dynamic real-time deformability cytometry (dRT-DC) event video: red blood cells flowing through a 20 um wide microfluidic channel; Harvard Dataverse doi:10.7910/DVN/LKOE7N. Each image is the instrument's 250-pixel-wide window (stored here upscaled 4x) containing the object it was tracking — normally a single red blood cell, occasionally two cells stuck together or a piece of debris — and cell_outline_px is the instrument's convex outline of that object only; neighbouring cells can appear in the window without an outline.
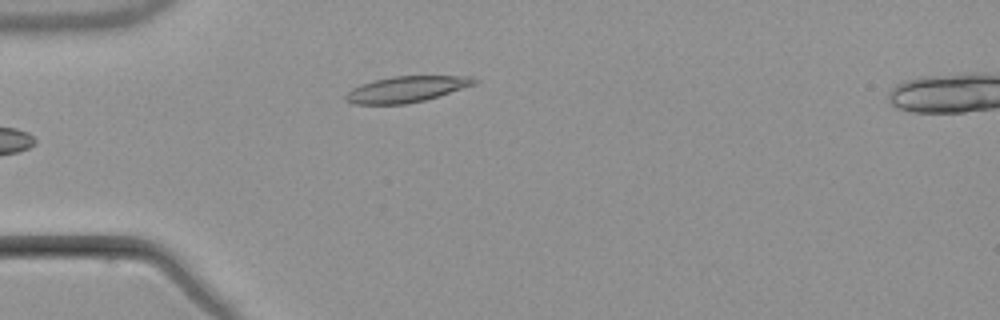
{"species": "common noctule bat (a hibernating species)", "species_latin": "Nyctalus noctula", "temperature_condition": "warm", "stored_images_in_passage": 4, "camera_frame_rate_fps": 3000, "um_per_image_px": 0.085, "animal": {"sex": "male", "body_mass_g": 21.5, "forearm_length_mm": 52.0}, "frame": {"image": 1, "passage_image": 3, "time_ms": 3.333, "image_size_px": [1000, 320], "cell_outline_px": [[480, 80], [476, 84], [424, 100], [404, 104], [352, 104], [344, 100], [344, 96], [352, 88], [360, 84], [372, 80], [392, 76], [472, 76]], "centroid_in_image_um": [34.52, 7.57], "position_along_channel_um": 50.5, "area_um2": 19.54}}